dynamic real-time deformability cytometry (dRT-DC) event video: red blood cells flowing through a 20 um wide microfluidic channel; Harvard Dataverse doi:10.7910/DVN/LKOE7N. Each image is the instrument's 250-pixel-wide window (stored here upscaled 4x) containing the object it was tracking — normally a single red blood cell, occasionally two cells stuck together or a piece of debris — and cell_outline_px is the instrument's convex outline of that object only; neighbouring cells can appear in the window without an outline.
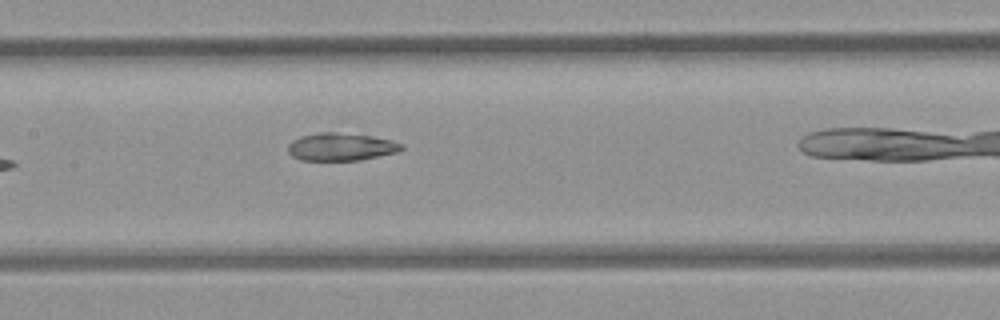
{"species": "common noctule bat (a hibernating species)", "species_latin": "Nyctalus noctula", "temperature_condition": "room temperature", "stored_images_in_passage": 9, "camera_frame_rate_fps": 3000, "um_per_image_px": 0.085, "animal": {"sex": "female", "body_mass_g": 21.9}, "frame": {"image": 1, "passage_image": 8, "time_ms": 9.0, "image_size_px": [1000, 320], "cell_outline_px": [[404, 148], [400, 152], [360, 160], [300, 160], [292, 156], [288, 152], [288, 144], [292, 140], [300, 136], [320, 132], [336, 132], [372, 136], [392, 140], [404, 144]], "centroid_in_image_um": [29.01, 12.48], "position_along_channel_um": 178.4, "area_um2": 18.55}}